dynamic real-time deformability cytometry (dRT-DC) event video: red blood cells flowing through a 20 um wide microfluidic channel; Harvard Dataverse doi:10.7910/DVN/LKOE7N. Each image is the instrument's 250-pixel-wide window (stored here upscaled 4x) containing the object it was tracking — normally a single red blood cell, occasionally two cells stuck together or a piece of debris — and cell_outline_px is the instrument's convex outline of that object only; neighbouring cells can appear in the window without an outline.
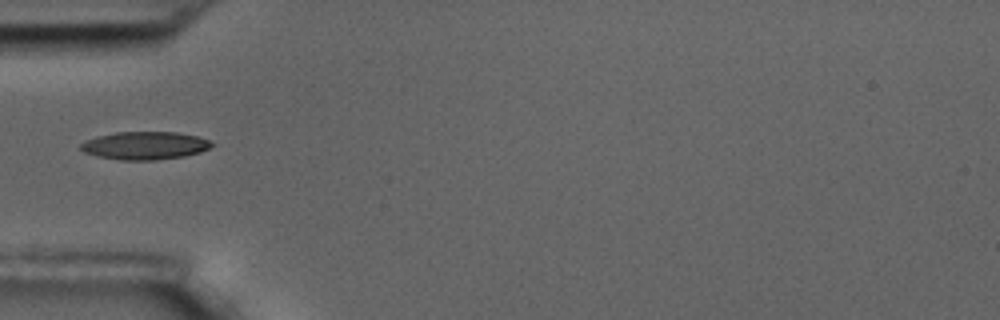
{"species": "common noctule bat (a hibernating species)", "species_latin": "Nyctalus noctula", "temperature_condition": "room temperature", "stored_images_in_passage": 40, "camera_frame_rate_fps": 3000, "um_per_image_px": 0.085, "animal": {"sex": "male", "body_mass_g": 17.5, "forearm_length_mm": 52.3}, "frame": {"image": 1, "passage_image": 1, "time_ms": 0.0, "image_size_px": [1000, 320], "cell_outline_px": [[212, 144], [208, 148], [200, 152], [184, 156], [156, 160], [120, 160], [96, 156], [84, 152], [80, 148], [80, 144], [84, 140], [96, 136], [116, 132], [176, 132], [196, 136], [208, 140]], "centroid_in_image_um": [12.25, 12.37], "position_along_channel_um": 72.8, "area_um2": 21.27}}
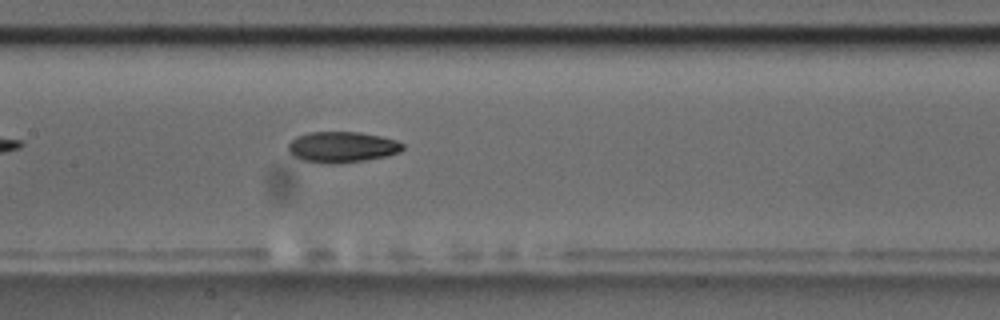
{"frame": {"image": 2, "passage_image": 10, "time_ms": 3.0, "image_size_px": [1000, 320], "cell_outline_px": [[404, 148], [400, 152], [388, 156], [364, 160], [336, 164], [328, 164], [304, 160], [292, 156], [288, 152], [288, 144], [296, 136], [308, 132], [360, 132], [380, 136], [396, 140], [404, 144]], "centroid_in_image_um": [29.07, 12.5], "position_along_channel_um": 178.3, "area_um2": 20.75}}
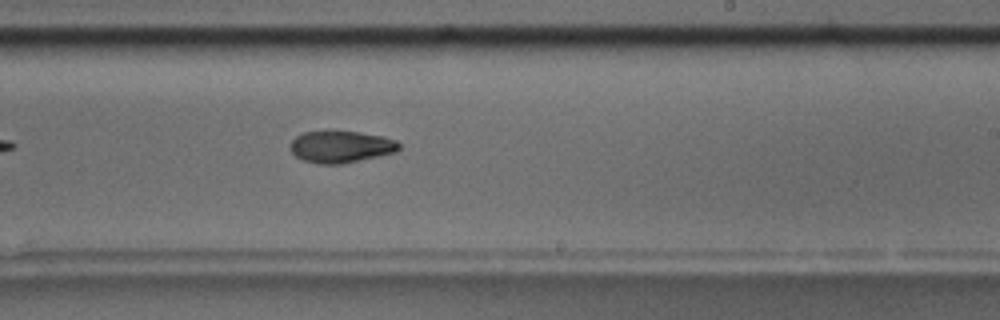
{"frame": {"image": 3, "passage_image": 17, "time_ms": 5.333, "image_size_px": [1000, 320], "cell_outline_px": [[400, 148], [396, 152], [340, 164], [320, 164], [304, 160], [296, 156], [292, 152], [292, 140], [296, 136], [304, 132], [328, 128], [356, 132], [380, 136], [396, 140], [400, 144]], "centroid_in_image_um": [28.95, 12.43], "position_along_channel_um": 260.0, "area_um2": 20.4}}